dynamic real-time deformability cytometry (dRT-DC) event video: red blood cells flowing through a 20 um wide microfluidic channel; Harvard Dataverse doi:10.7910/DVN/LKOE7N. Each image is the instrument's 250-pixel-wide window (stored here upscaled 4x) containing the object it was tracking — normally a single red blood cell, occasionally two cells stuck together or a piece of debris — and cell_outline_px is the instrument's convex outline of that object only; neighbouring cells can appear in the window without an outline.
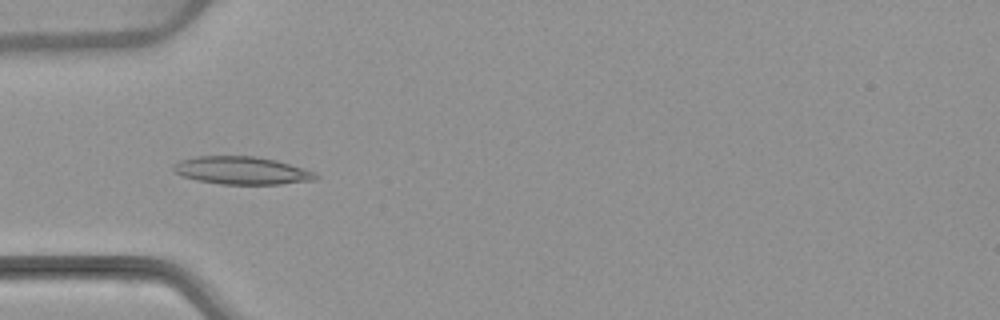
{"species": "common noctule bat (a hibernating species)", "species_latin": "Nyctalus noctula", "temperature_condition": "warm", "stored_images_in_passage": 53, "camera_frame_rate_fps": 3000, "um_per_image_px": 0.085, "animal": {"sex": "female", "body_mass_g": 22.7, "forearm_length_mm": 54.2}, "frame": {"image": 1, "passage_image": 17, "time_ms": 5.333, "image_size_px": [1000, 320], "cell_outline_px": [[320, 176], [316, 180], [280, 184], [220, 184], [196, 180], [184, 176], [176, 172], [172, 168], [180, 160], [196, 156], [256, 156], [276, 160], [312, 172]], "centroid_in_image_um": [20.54, 14.49], "position_along_channel_um": 64.5, "area_um2": 22.77}}
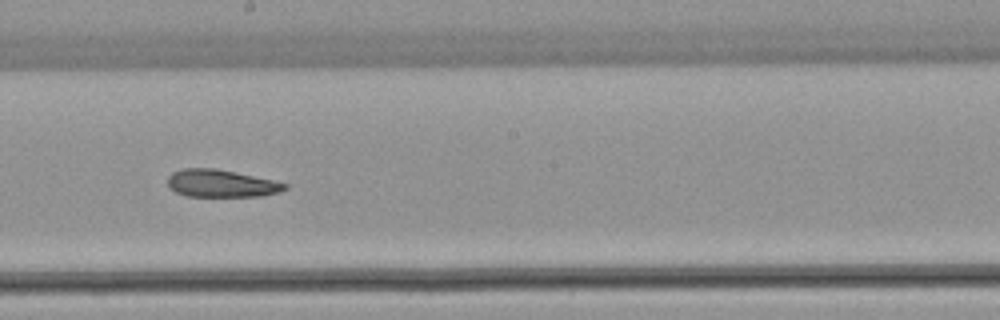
{"frame": {"image": 2, "passage_image": 30, "time_ms": 9.667, "image_size_px": [1000, 320], "cell_outline_px": [[288, 188], [280, 192], [260, 196], [188, 196], [176, 192], [168, 184], [168, 176], [172, 172], [184, 168], [216, 168], [272, 180], [288, 184]], "centroid_in_image_um": [18.81, 15.59], "position_along_channel_um": 229.4, "area_um2": 18.61}}
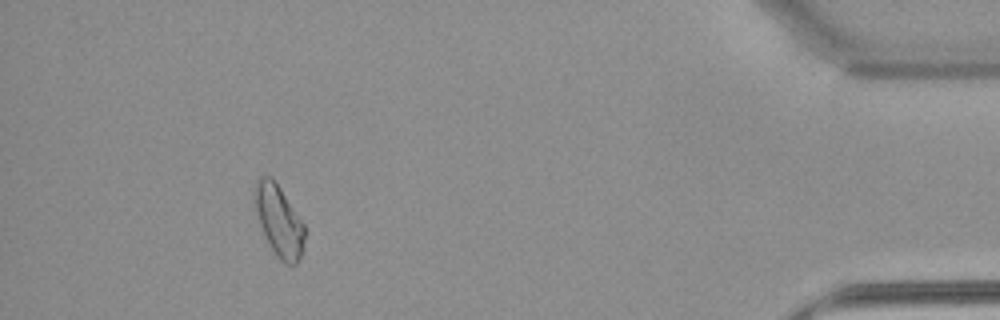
{"frame": {"image": 3, "passage_image": 49, "time_ms": 16.0, "image_size_px": [1000, 320], "cell_outline_px": [[304, 248], [296, 264], [284, 264], [276, 256], [260, 224], [252, 196], [252, 188], [256, 180], [260, 176], [272, 176], [304, 224]], "centroid_in_image_um": [23.68, 18.72], "position_along_channel_um": 411.5, "area_um2": 20.63}, "authors_computed_cell_mechanics": {"area_um2": 20.4612, "velocity_mm_per_s": 3.8312, "shape_relaxation_time_tau1_ms": 9.5103, "shape_relaxation_time_tau2_ms": 5.771, "deformation_change_tau1": 0.1906, "deformation_change_tau2": 0.1546}}